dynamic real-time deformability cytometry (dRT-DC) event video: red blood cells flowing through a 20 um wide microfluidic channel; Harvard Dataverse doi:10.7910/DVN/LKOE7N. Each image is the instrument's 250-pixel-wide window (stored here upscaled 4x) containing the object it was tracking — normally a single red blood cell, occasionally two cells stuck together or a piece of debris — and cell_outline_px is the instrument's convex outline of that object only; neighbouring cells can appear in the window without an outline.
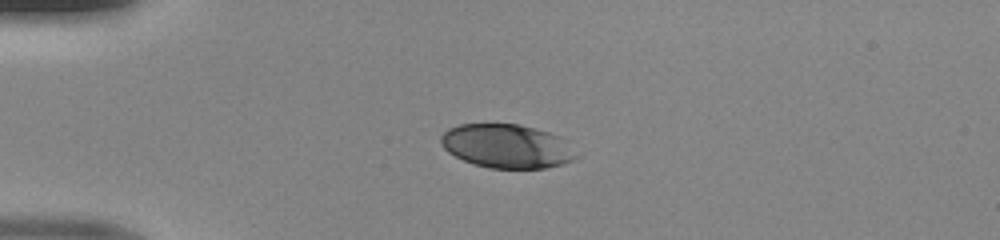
{"species": "human", "species_latin": "Homo sapiens", "temperature_condition": "room temperature", "stored_images_in_passage": 37, "camera_frame_rate_fps": 3000, "um_per_image_px": 0.085, "donor": {"sex": "male"}, "frame": {"image": 1, "passage_image": 1, "time_ms": 0.0, "image_size_px": [1000, 240], "cell_outline_px": [[580, 156], [576, 160], [564, 164], [544, 168], [488, 168], [472, 164], [448, 152], [440, 144], [440, 136], [448, 128], [460, 124], [520, 124], [548, 132], [560, 136]], "centroid_in_image_um": [43.09, 12.43], "position_along_channel_um": 41.9, "area_um2": 34.8}}
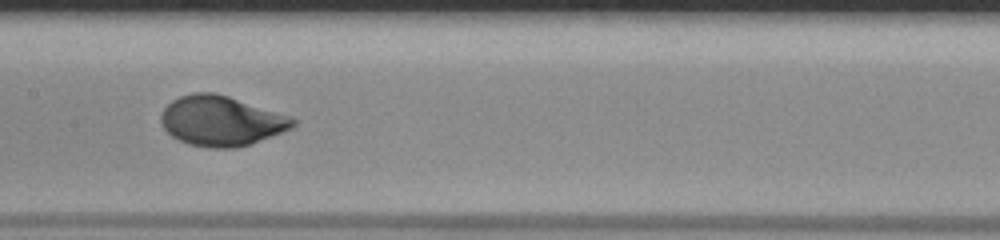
{"frame": {"image": 2, "passage_image": 14, "time_ms": 4.333, "image_size_px": [1000, 240], "cell_outline_px": [[296, 124], [292, 128], [248, 144], [236, 148], [212, 148], [188, 144], [172, 136], [164, 128], [160, 120], [160, 116], [164, 108], [172, 100], [180, 96], [192, 92], [212, 92], [228, 96], [292, 116], [296, 120]], "centroid_in_image_um": [18.79, 10.26], "position_along_channel_um": 188.6, "area_um2": 38.26}}
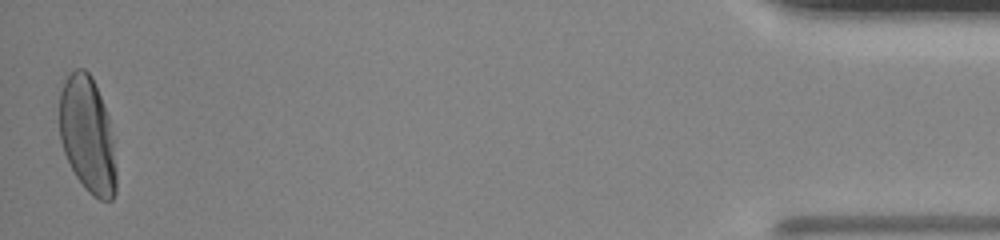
{"frame": {"image": 3, "passage_image": 37, "time_ms": 12.0, "image_size_px": [1000, 240], "cell_outline_px": [[116, 192], [112, 200], [100, 200], [92, 196], [84, 188], [76, 176], [64, 152], [60, 140], [60, 92], [64, 80], [76, 68], [84, 68], [92, 76], [108, 116], [112, 140], [116, 168]], "centroid_in_image_um": [7.43, 11.49], "position_along_channel_um": 427.8, "area_um2": 38.26}}